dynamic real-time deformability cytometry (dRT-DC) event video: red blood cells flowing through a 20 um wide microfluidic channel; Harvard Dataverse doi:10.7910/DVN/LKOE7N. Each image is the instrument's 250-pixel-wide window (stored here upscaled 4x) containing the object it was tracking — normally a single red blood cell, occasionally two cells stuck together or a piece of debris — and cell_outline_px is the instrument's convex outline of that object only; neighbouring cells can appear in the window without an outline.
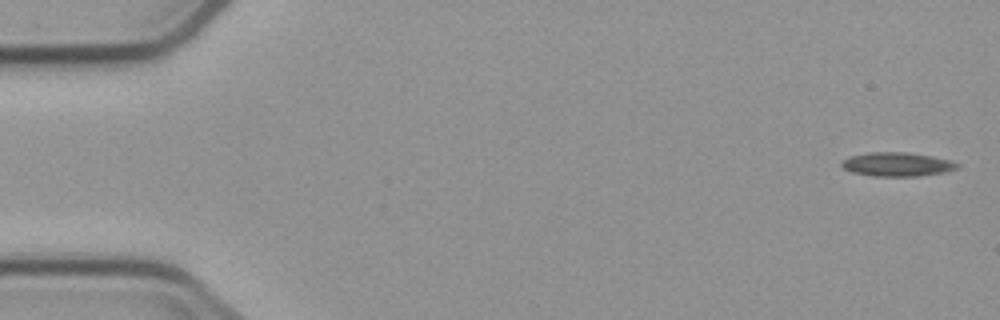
{"species": "common noctule bat (a hibernating species)", "species_latin": "Nyctalus noctula", "temperature_condition": "cold", "stored_images_in_passage": 5, "camera_frame_rate_fps": 3000, "um_per_image_px": 0.085, "animal": {"sex": "male", "body_mass_g": 23.1, "forearm_length_mm": 52.7}, "frame": {"image": 1, "passage_image": 1, "time_ms": 0.0, "image_size_px": [1000, 320], "cell_outline_px": [[960, 168], [948, 172], [916, 176], [872, 176], [852, 172], [844, 168], [840, 164], [848, 156], [868, 152], [908, 152], [932, 156], [948, 160], [960, 164]], "centroid_in_image_um": [76.27, 13.97], "position_along_channel_um": 8.7, "area_um2": 16.24}}
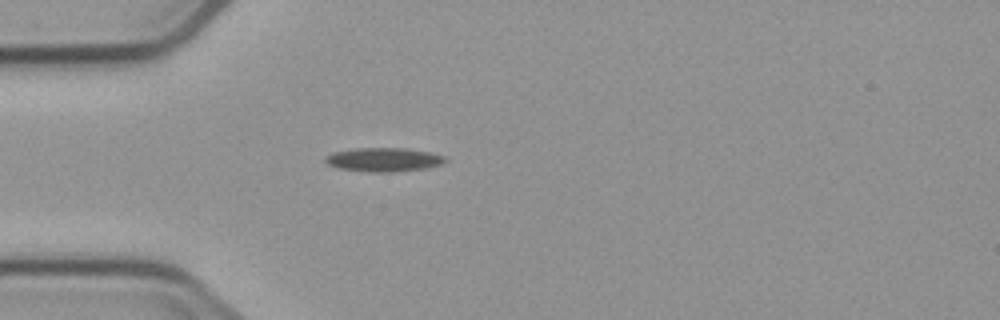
{"frame": {"image": 2, "passage_image": 5, "time_ms": 4.667, "image_size_px": [1000, 320], "cell_outline_px": [[448, 160], [440, 164], [428, 168], [392, 172], [368, 172], [340, 168], [328, 164], [324, 160], [324, 156], [332, 152], [356, 148], [404, 148], [428, 152], [444, 156]], "centroid_in_image_um": [32.59, 13.57], "position_along_channel_um": 52.4, "area_um2": 16.65}}